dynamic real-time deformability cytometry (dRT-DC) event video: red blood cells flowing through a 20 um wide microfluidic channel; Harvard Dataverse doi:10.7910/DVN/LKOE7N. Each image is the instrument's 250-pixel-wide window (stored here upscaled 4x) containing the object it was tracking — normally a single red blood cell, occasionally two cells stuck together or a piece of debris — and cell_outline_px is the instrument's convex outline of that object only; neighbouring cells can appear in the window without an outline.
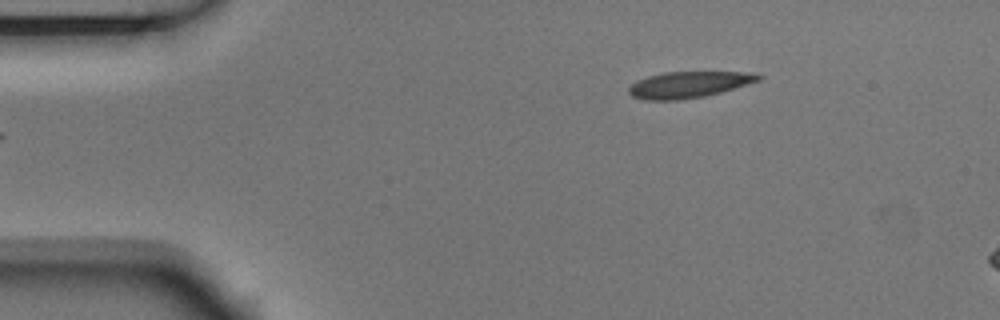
{"species": "Egyptian fruit bat (a non-hibernating species)", "species_latin": "Rousettus aegyptiacus", "temperature_condition": "room temperature", "stored_images_in_passage": 3, "camera_frame_rate_fps": 3000, "um_per_image_px": 0.085, "animal": {"sex": "male"}, "frame": {"image": 1, "passage_image": 1, "time_ms": 0.0, "image_size_px": [1000, 320], "cell_outline_px": [[764, 76], [760, 80], [720, 92], [704, 96], [676, 100], [644, 100], [632, 96], [628, 92], [628, 88], [632, 84], [648, 76], [664, 72], [756, 72]], "centroid_in_image_um": [58.56, 7.18], "position_along_channel_um": 26.4, "area_um2": 19.71}}